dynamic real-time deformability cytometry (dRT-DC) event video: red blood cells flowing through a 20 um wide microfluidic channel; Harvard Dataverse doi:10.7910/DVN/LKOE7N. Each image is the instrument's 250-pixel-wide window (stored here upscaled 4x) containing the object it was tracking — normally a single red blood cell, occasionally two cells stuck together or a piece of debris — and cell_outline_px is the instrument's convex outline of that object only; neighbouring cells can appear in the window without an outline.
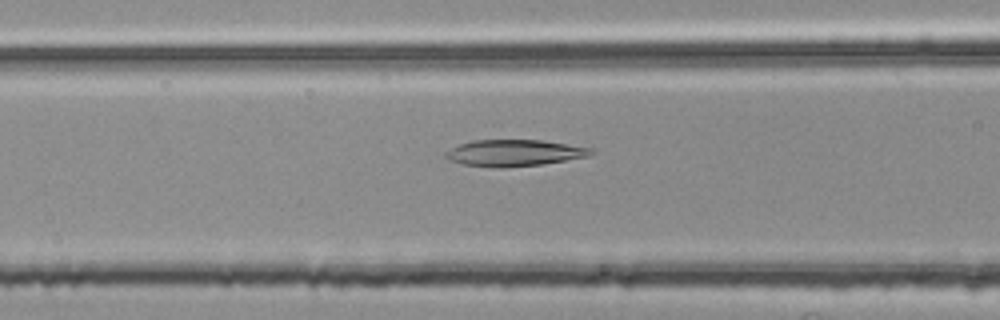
{"species": "common noctule bat (a hibernating species)", "species_latin": "Nyctalus noctula", "temperature_condition": "room temperature", "stored_images_in_passage": 42, "camera_frame_rate_fps": 3000, "um_per_image_px": 0.085, "animal": {"sex": "female", "body_mass_g": 25.1}, "frame": {"image": 1, "passage_image": 16, "time_ms": 5.0, "image_size_px": [1000, 320], "cell_outline_px": [[596, 152], [588, 156], [540, 164], [504, 168], [492, 168], [464, 164], [452, 160], [444, 156], [444, 152], [460, 144], [472, 140], [540, 140], [592, 148]], "centroid_in_image_um": [43.69, 13.0], "position_along_channel_um": 122.9, "area_um2": 22.25}}
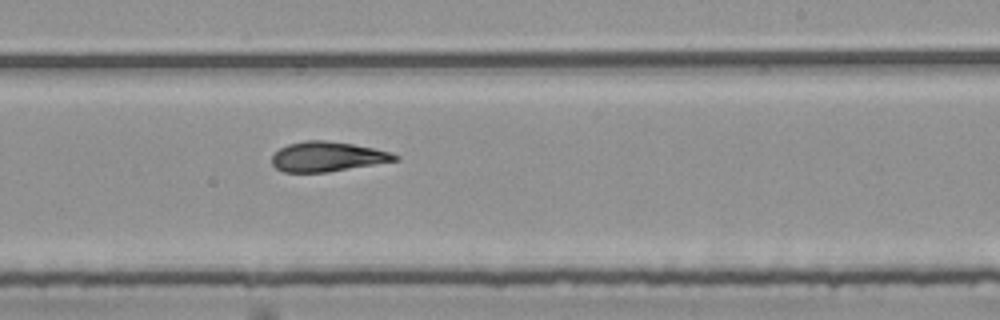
{"frame": {"image": 2, "passage_image": 27, "time_ms": 8.667, "image_size_px": [1000, 320], "cell_outline_px": [[400, 160], [328, 172], [284, 172], [276, 168], [272, 164], [272, 156], [280, 148], [288, 144], [304, 140], [324, 140], [352, 144], [392, 152], [400, 156]], "centroid_in_image_um": [27.85, 13.31], "position_along_channel_um": 261.2, "area_um2": 21.39}}
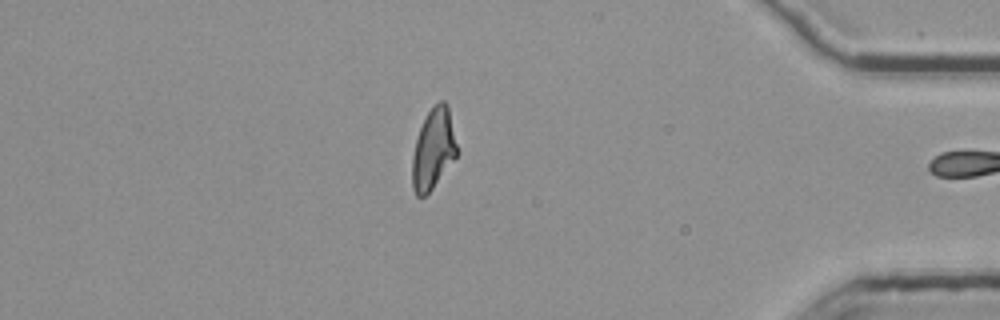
{"frame": {"image": 3, "passage_image": 41, "time_ms": 13.333, "image_size_px": [1000, 320], "cell_outline_px": [[460, 152], [432, 188], [424, 196], [416, 196], [412, 188], [412, 156], [416, 140], [420, 128], [428, 112], [440, 100], [444, 100], [448, 104]], "centroid_in_image_um": [36.86, 12.65], "position_along_channel_um": 398.3, "area_um2": 21.15}, "authors_computed_cell_mechanics": {"area_um2": 21.8195, "velocity_mm_per_s": 3.7806, "shape_relaxation_time_tau1_ms": null, "shape_relaxation_time_tau2_ms": 4.0455, "deformation_change_tau1": null, "deformation_change_tau2": 0.135}}